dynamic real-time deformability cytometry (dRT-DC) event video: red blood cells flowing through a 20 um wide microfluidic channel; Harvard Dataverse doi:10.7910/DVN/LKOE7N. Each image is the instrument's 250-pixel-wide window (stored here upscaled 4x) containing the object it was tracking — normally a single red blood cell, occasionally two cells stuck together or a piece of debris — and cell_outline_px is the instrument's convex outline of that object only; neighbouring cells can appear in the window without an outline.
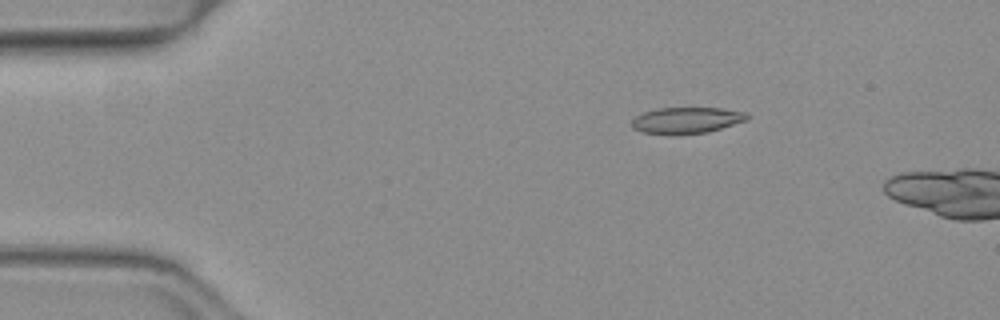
{"species": "common noctule bat (a hibernating species)", "species_latin": "Nyctalus noctula", "temperature_condition": "warm", "stored_images_in_passage": 12, "camera_frame_rate_fps": 3000, "um_per_image_px": 0.085, "animal": {"sex": "female", "body_mass_g": 19.3, "forearm_length_mm": 54.1}, "frame": {"image": 1, "passage_image": 9, "time_ms": 2.667, "image_size_px": [1000, 320], "cell_outline_px": [[748, 120], [708, 132], [640, 132], [632, 128], [632, 120], [636, 116], [644, 112], [656, 108], [720, 108], [748, 112]], "centroid_in_image_um": [58.4, 10.18], "position_along_channel_um": 26.6, "area_um2": 17.05}}